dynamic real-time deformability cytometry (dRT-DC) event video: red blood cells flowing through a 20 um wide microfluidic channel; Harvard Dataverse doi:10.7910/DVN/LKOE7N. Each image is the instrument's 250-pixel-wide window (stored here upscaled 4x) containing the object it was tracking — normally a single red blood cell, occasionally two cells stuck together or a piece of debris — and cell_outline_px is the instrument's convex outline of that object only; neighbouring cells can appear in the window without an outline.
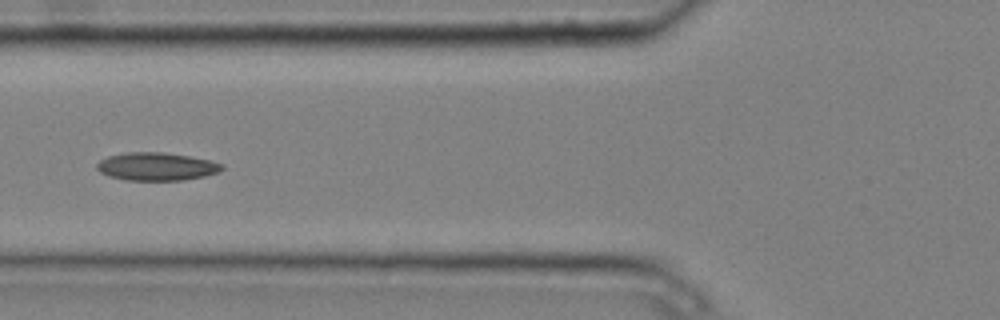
{"species": "common noctule bat (a hibernating species)", "species_latin": "Nyctalus noctula", "temperature_condition": "cold", "stored_images_in_passage": 7, "camera_frame_rate_fps": 3000, "um_per_image_px": 0.085, "animal": {"sex": "male", "body_mass_g": 20.4}, "frame": {"image": 1, "passage_image": 4, "time_ms": 1.0, "image_size_px": [1000, 320], "cell_outline_px": [[224, 168], [220, 172], [204, 176], [184, 180], [124, 180], [108, 176], [100, 172], [96, 168], [96, 164], [100, 160], [108, 156], [128, 152], [164, 152], [188, 156], [208, 160], [224, 164]], "centroid_in_image_um": [13.3, 14.16], "position_along_channel_um": 112.5, "area_um2": 20.46}}
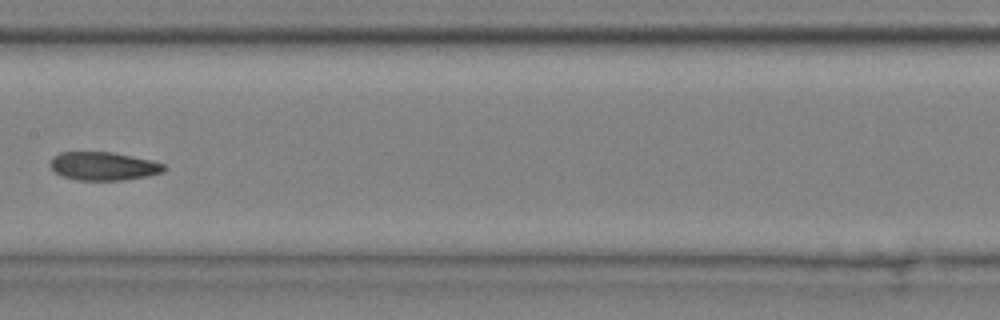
{"frame": {"image": 2, "passage_image": 6, "time_ms": 1.667, "image_size_px": [1000, 320], "cell_outline_px": [[168, 168], [164, 172], [148, 176], [124, 180], [76, 180], [60, 176], [48, 164], [52, 156], [60, 152], [112, 152], [152, 160], [164, 164]], "centroid_in_image_um": [8.79, 14.12], "position_along_channel_um": 198.6, "area_um2": 19.07}}
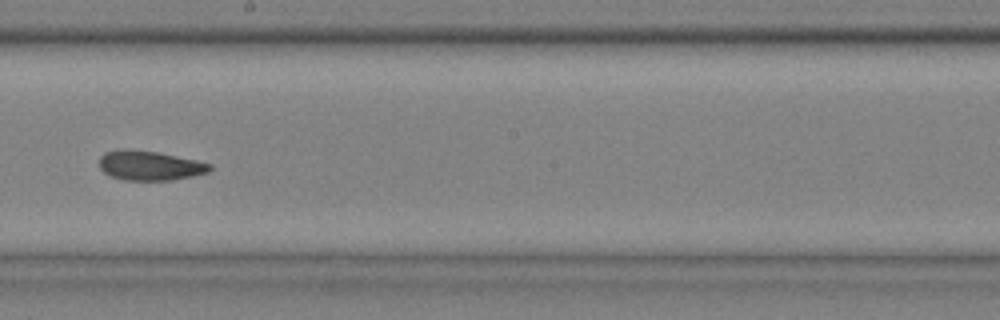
{"frame": {"image": 3, "passage_image": 7, "time_ms": 2.0, "image_size_px": [1000, 320], "cell_outline_px": [[212, 168], [208, 172], [192, 176], [172, 180], [124, 180], [112, 176], [104, 172], [100, 168], [100, 156], [104, 152], [120, 148], [128, 148], [156, 152], [196, 160], [212, 164]], "centroid_in_image_um": [12.71, 14.06], "position_along_channel_um": 235.5, "area_um2": 19.07}}